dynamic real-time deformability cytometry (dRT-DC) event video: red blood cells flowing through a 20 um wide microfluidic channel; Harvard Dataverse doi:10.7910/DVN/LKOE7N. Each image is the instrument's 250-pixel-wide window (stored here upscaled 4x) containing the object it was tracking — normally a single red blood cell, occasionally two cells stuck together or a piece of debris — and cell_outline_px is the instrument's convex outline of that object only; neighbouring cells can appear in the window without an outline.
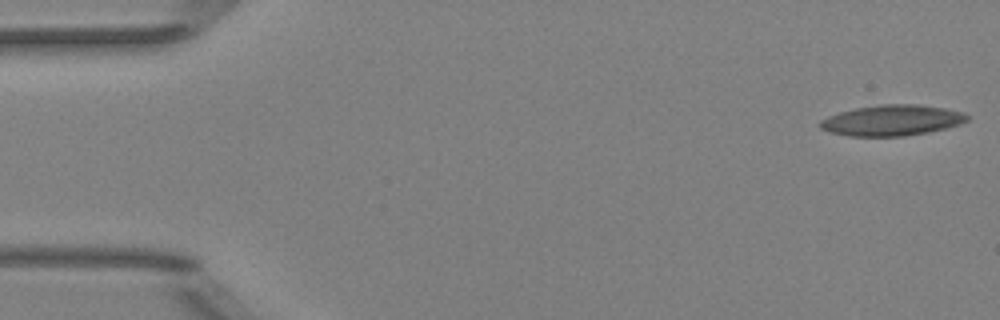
{"species": "Egyptian fruit bat (a non-hibernating species)", "species_latin": "Rousettus aegyptiacus", "temperature_condition": "room temperature", "stored_images_in_passage": 52, "camera_frame_rate_fps": 3000, "um_per_image_px": 0.085, "animal": {"sex": "female"}, "frame": {"image": 1, "passage_image": 1, "time_ms": 0.0, "image_size_px": [1000, 320], "cell_outline_px": [[972, 116], [968, 120], [960, 124], [948, 128], [928, 132], [904, 136], [848, 136], [828, 132], [820, 128], [816, 124], [820, 120], [828, 116], [840, 112], [856, 108], [880, 104], [916, 104], [944, 108], [964, 112]], "centroid_in_image_um": [75.82, 10.23], "position_along_channel_um": 9.2, "area_um2": 26.65}}
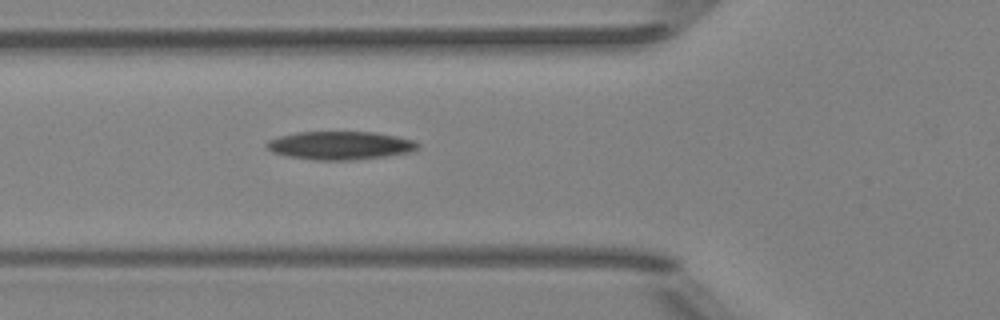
{"frame": {"image": 2, "passage_image": 19, "time_ms": 6.0, "image_size_px": [1000, 320], "cell_outline_px": [[420, 148], [416, 152], [356, 160], [312, 160], [288, 156], [272, 152], [264, 144], [268, 140], [280, 136], [296, 132], [372, 132], [396, 136], [412, 140], [420, 144]], "centroid_in_image_um": [28.95, 12.37], "position_along_channel_um": 96.9, "area_um2": 25.14}}
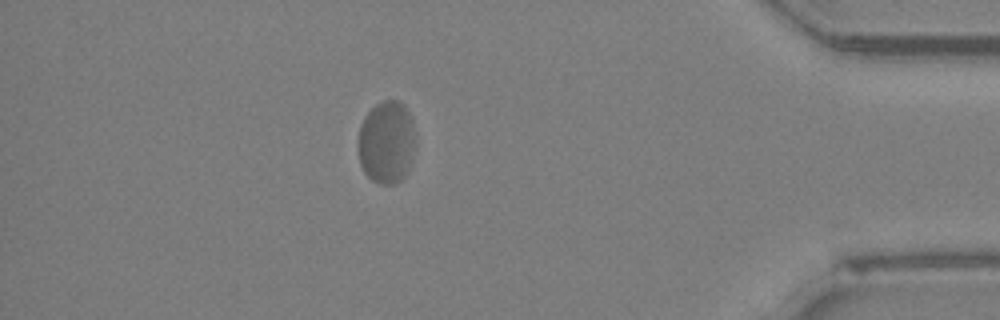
{"frame": {"image": 3, "passage_image": 46, "time_ms": 15.0, "image_size_px": [1000, 320], "cell_outline_px": [[416, 144], [412, 160], [404, 176], [396, 184], [380, 184], [372, 180], [364, 172], [360, 164], [356, 144], [360, 124], [364, 116], [376, 104], [384, 100], [396, 100], [404, 104], [412, 116]], "centroid_in_image_um": [32.85, 12.08], "position_along_channel_um": 402.4, "area_um2": 28.32}, "authors_computed_cell_mechanics": {"area_um2": 25.4609, "velocity_mm_per_s": 3.8739, "shape_relaxation_time_tau1_ms": null, "shape_relaxation_time_tau2_ms": 1.923, "deformation_change_tau1": null, "deformation_change_tau2": 0.0338}}